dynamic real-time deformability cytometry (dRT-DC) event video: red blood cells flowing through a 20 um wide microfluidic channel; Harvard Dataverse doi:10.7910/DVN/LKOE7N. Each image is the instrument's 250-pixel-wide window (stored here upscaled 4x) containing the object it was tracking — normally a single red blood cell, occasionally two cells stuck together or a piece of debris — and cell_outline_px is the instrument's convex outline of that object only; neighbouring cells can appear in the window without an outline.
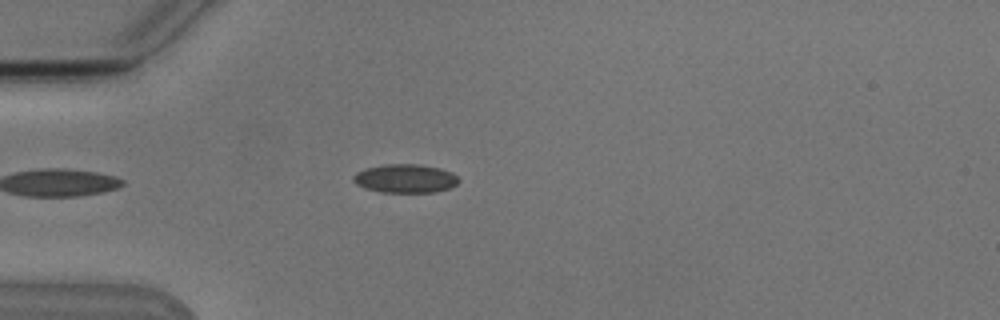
{"species": "Egyptian fruit bat (a non-hibernating species)", "species_latin": "Rousettus aegyptiacus", "temperature_condition": "cold", "stored_images_in_passage": 4, "camera_frame_rate_fps": 3000, "um_per_image_px": 0.085, "animal": {"sex": "male"}, "frame": {"image": 1, "passage_image": 4, "time_ms": 3.333, "image_size_px": [1000, 320], "cell_outline_px": [[460, 180], [456, 184], [448, 188], [436, 192], [380, 192], [364, 188], [356, 184], [352, 180], [352, 176], [356, 172], [364, 168], [384, 164], [420, 164], [440, 168], [452, 172]], "centroid_in_image_um": [34.41, 15.16], "position_along_channel_um": 50.6, "area_um2": 17.74}}